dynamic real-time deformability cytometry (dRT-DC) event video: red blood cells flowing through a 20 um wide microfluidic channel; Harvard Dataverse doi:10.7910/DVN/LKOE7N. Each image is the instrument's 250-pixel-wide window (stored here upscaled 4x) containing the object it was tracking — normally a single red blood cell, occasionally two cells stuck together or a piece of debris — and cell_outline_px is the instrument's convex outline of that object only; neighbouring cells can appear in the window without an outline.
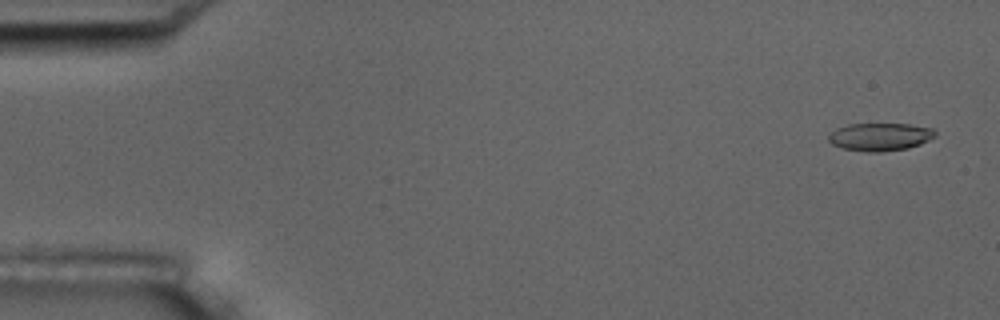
{"species": "common noctule bat (a hibernating species)", "species_latin": "Nyctalus noctula", "temperature_condition": "room temperature", "stored_images_in_passage": 5, "segment_of_instrument_passage": [1, 2], "camera_frame_rate_fps": 3000, "um_per_image_px": 0.085, "animal": {"sex": "male", "body_mass_g": 17.5, "forearm_length_mm": 52.3}, "frame": {"image": 1, "passage_image": 1, "time_ms": 0.0, "image_size_px": [1000, 320], "cell_outline_px": [[936, 136], [920, 144], [908, 148], [880, 152], [868, 152], [840, 148], [832, 144], [828, 140], [828, 136], [836, 128], [848, 124], [908, 124], [932, 128], [936, 132]], "centroid_in_image_um": [74.79, 11.63], "position_along_channel_um": 10.2, "area_um2": 17.34}}
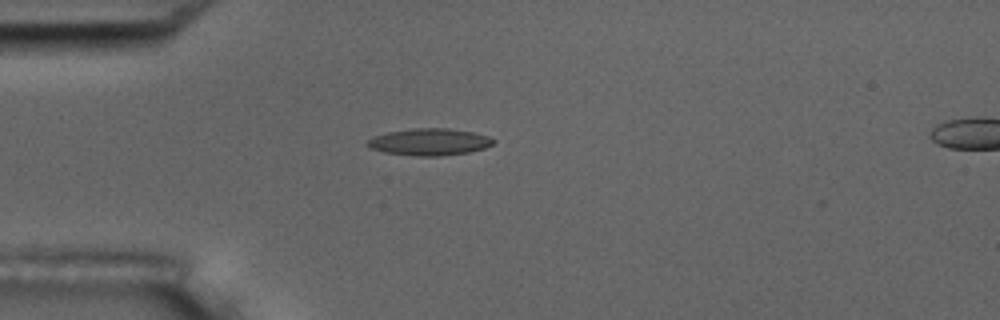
{"frame": {"image": 2, "passage_image": 4, "time_ms": 4.333, "image_size_px": [1000, 320], "cell_outline_px": [[496, 140], [492, 144], [484, 148], [468, 152], [440, 156], [420, 156], [384, 152], [368, 148], [364, 144], [368, 140], [376, 136], [388, 132], [412, 128], [448, 128], [472, 132], [488, 136]], "centroid_in_image_um": [36.48, 12.06], "position_along_channel_um": 48.5, "area_um2": 19.65}}